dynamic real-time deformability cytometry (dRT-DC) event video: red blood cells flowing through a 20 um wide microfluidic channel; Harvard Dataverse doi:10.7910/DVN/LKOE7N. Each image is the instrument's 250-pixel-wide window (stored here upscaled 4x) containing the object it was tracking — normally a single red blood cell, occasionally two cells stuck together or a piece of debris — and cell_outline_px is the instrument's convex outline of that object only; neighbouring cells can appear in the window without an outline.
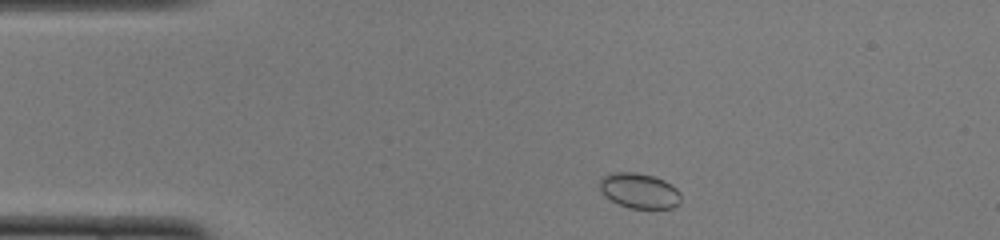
{"species": "common noctule bat (a hibernating species)", "species_latin": "Nyctalus noctula", "temperature_condition": "cold", "stored_images_in_passage": 42, "camera_frame_rate_fps": 3000, "um_per_image_px": 0.085, "animal": {"sex": "female", "body_mass_g": 22.0, "forearm_length_mm": 56.7}, "frame": {"image": 1, "passage_image": 1, "time_ms": 0.0, "image_size_px": [1000, 240], "cell_outline_px": [[680, 204], [672, 208], [628, 208], [604, 196], [600, 188], [600, 180], [604, 176], [616, 172], [636, 172], [652, 176], [664, 180], [672, 184], [680, 192]], "centroid_in_image_um": [54.37, 16.21], "position_along_channel_um": 30.6, "area_um2": 16.59}}
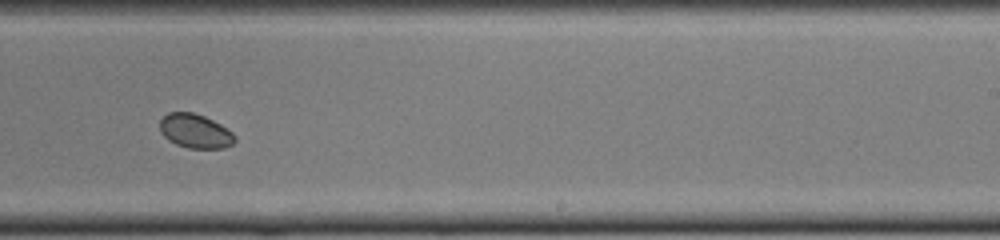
{"frame": {"image": 2, "passage_image": 23, "time_ms": 7.333, "image_size_px": [1000, 240], "cell_outline_px": [[236, 140], [232, 144], [224, 148], [188, 148], [176, 144], [168, 140], [160, 132], [160, 120], [168, 112], [192, 112], [204, 116], [220, 124], [232, 132], [236, 136]], "centroid_in_image_um": [16.59, 11.14], "position_along_channel_um": 272.4, "area_um2": 14.91}}
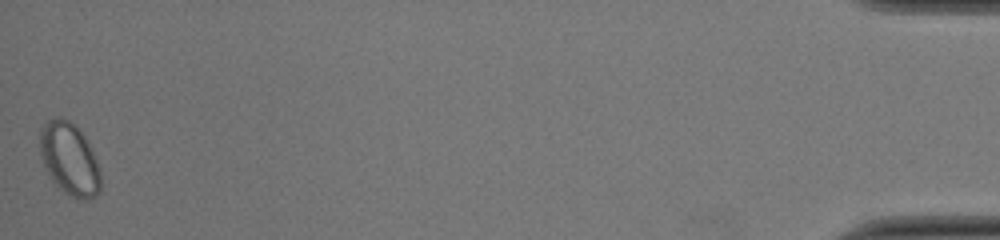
{"frame": {"image": 3, "passage_image": 42, "time_ms": 13.667, "image_size_px": [1000, 240], "cell_outline_px": [[100, 192], [96, 196], [84, 200], [80, 200], [64, 192], [52, 180], [44, 164], [40, 152], [40, 128], [48, 120], [56, 116], [60, 116], [76, 124], [80, 128], [88, 140], [92, 148], [100, 168]], "centroid_in_image_um": [5.93, 13.47], "position_along_channel_um": 429.3, "area_um2": 25.95}}